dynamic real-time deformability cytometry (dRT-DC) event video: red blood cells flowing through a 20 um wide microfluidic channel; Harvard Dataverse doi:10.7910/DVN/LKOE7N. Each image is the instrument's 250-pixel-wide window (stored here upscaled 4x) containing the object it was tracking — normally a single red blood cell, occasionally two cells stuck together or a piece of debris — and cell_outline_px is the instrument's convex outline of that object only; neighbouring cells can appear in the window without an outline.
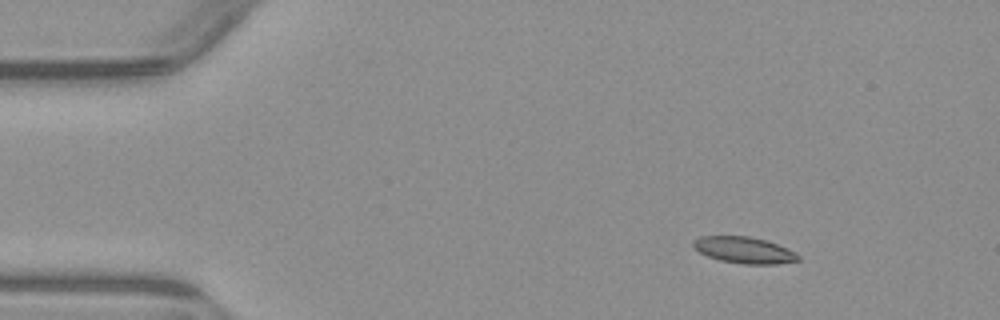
{"species": "common noctule bat (a hibernating species)", "species_latin": "Nyctalus noctula", "temperature_condition": "warm", "stored_images_in_passage": 4, "camera_frame_rate_fps": 3000, "um_per_image_px": 0.085, "animal": {"sex": "male", "body_mass_g": 23.1, "forearm_length_mm": 52.7}, "frame": {"image": 1, "passage_image": 2, "time_ms": 2.0, "image_size_px": [1000, 320], "cell_outline_px": [[800, 260], [776, 264], [744, 264], [720, 260], [708, 256], [700, 252], [692, 244], [692, 240], [700, 236], [748, 236], [764, 240], [788, 248], [796, 252], [800, 256]], "centroid_in_image_um": [63.26, 21.26], "position_along_channel_um": 21.7, "area_um2": 16.07}}
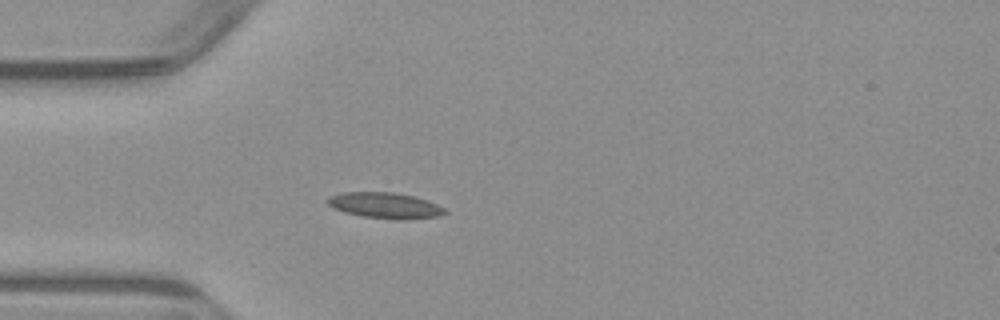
{"frame": {"image": 2, "passage_image": 4, "time_ms": 4.667, "image_size_px": [1000, 320], "cell_outline_px": [[448, 212], [436, 216], [404, 220], [364, 216], [344, 212], [332, 208], [324, 200], [328, 196], [344, 192], [392, 192], [412, 196], [436, 204], [444, 208]], "centroid_in_image_um": [32.66, 17.45], "position_along_channel_um": 52.3, "area_um2": 17.46}}